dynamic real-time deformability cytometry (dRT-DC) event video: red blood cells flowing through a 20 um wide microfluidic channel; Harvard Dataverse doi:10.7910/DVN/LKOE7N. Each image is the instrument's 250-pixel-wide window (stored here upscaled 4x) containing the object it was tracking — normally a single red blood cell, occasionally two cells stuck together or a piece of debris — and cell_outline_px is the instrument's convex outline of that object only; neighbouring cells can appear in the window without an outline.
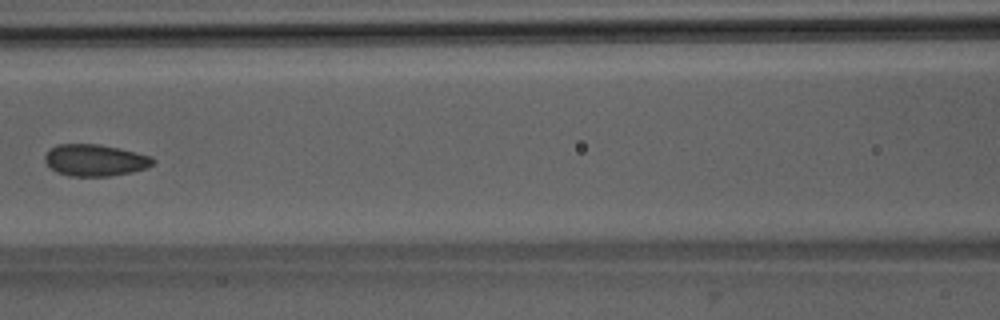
{"species": "Egyptian fruit bat (a non-hibernating species)", "species_latin": "Rousettus aegyptiacus", "temperature_condition": "room temperature", "stored_images_in_passage": 5, "camera_frame_rate_fps": 3000, "um_per_image_px": 0.085, "animal": {"sex": "male"}, "frame": {"image": 1, "passage_image": 5, "time_ms": 5.333, "image_size_px": [1000, 320], "cell_outline_px": [[156, 160], [148, 168], [132, 172], [108, 176], [68, 176], [56, 172], [44, 160], [44, 156], [56, 144], [100, 144], [120, 148], [152, 156]], "centroid_in_image_um": [8.11, 13.61], "position_along_channel_um": 158.5, "area_um2": 20.06}}